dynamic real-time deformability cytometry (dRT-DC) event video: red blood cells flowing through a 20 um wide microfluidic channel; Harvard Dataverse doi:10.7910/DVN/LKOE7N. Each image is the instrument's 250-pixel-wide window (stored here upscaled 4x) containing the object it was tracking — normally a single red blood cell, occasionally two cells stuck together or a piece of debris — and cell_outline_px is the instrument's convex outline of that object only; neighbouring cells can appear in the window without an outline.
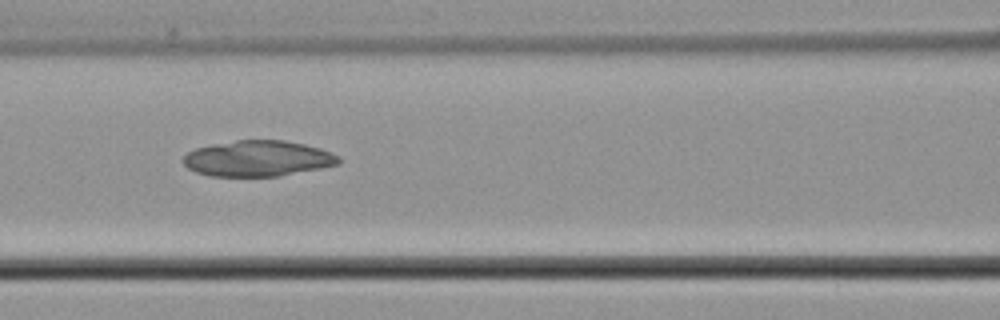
{"species": "common noctule bat (a hibernating species)", "species_latin": "Nyctalus noctula", "temperature_condition": "cold", "stored_images_in_passage": 9, "camera_frame_rate_fps": 3000, "um_per_image_px": 0.085, "animal": {"sex": "male", "body_mass_g": 21.5, "forearm_length_mm": 52.0}, "frame": {"image": 1, "passage_image": 7, "time_ms": 8.333, "image_size_px": [1000, 320], "cell_outline_px": [[340, 164], [280, 176], [208, 176], [196, 172], [188, 168], [184, 164], [184, 156], [188, 152], [196, 148], [212, 144], [236, 140], [284, 140], [304, 144], [320, 148], [332, 152], [340, 156]], "centroid_in_image_um": [21.93, 13.47], "position_along_channel_um": 144.7, "area_um2": 32.48}}
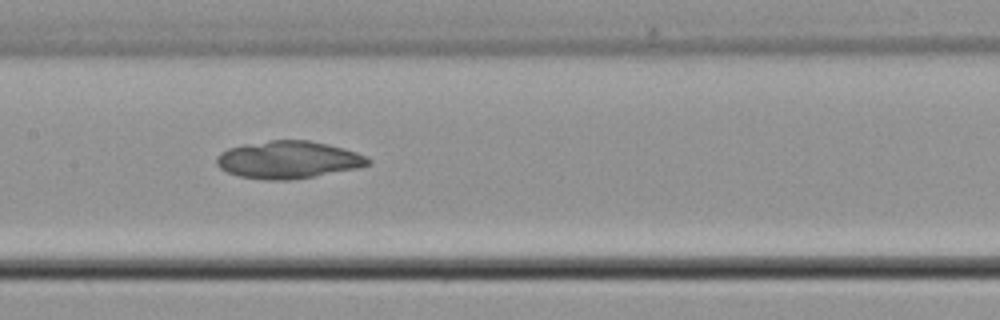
{"frame": {"image": 2, "passage_image": 8, "time_ms": 9.333, "image_size_px": [1000, 320], "cell_outline_px": [[372, 164], [356, 168], [316, 176], [288, 180], [268, 180], [236, 176], [220, 168], [216, 164], [216, 156], [220, 152], [228, 148], [244, 144], [268, 140], [308, 140], [328, 144], [344, 148], [356, 152], [372, 160]], "centroid_in_image_um": [24.48, 13.58], "position_along_channel_um": 182.9, "area_um2": 33.23}}
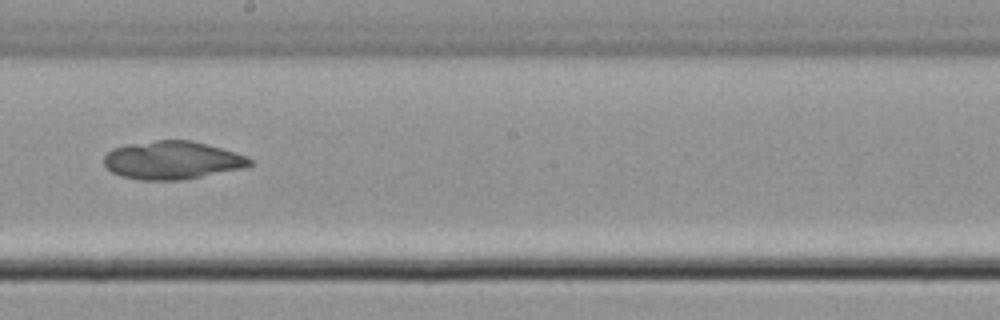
{"frame": {"image": 3, "passage_image": 9, "time_ms": 10.667, "image_size_px": [1000, 320], "cell_outline_px": [[252, 164], [248, 168], [180, 180], [140, 180], [120, 176], [112, 172], [104, 164], [104, 156], [112, 148], [128, 144], [156, 140], [192, 140], [208, 144], [248, 156], [252, 160]], "centroid_in_image_um": [14.67, 13.62], "position_along_channel_um": 233.5, "area_um2": 32.66}}